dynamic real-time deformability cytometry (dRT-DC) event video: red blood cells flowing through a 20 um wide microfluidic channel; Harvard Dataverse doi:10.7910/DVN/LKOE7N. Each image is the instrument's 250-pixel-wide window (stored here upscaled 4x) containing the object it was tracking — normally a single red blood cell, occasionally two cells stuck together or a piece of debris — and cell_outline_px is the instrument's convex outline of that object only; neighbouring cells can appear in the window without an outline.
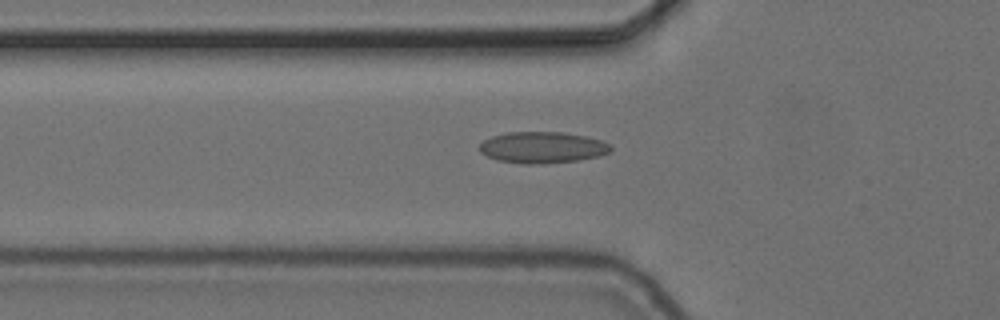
{"species": "common noctule bat (a hibernating species)", "species_latin": "Nyctalus noctula", "temperature_condition": "cold", "stored_images_in_passage": 32, "camera_frame_rate_fps": 3000, "um_per_image_px": 0.085, "animal": {"sex": "female", "body_mass_g": 24.6, "forearm_length_mm": 56.2}, "frame": {"image": 1, "passage_image": 3, "time_ms": 0.667, "image_size_px": [1000, 320], "cell_outline_px": [[612, 152], [600, 156], [576, 160], [540, 164], [524, 164], [496, 160], [480, 152], [480, 144], [484, 140], [492, 136], [508, 132], [564, 132], [584, 136], [600, 140], [608, 144], [612, 148]], "centroid_in_image_um": [46.1, 12.53], "position_along_channel_um": 79.7, "area_um2": 23.93}}
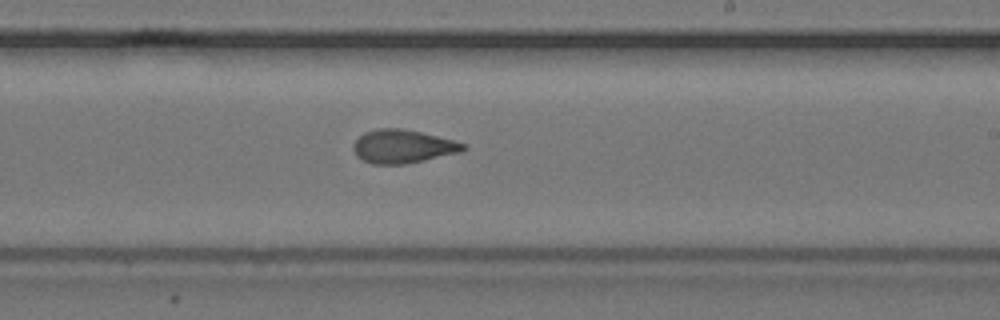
{"frame": {"image": 2, "passage_image": 17, "time_ms": 5.333, "image_size_px": [1000, 320], "cell_outline_px": [[468, 148], [460, 152], [424, 160], [404, 164], [372, 164], [356, 156], [352, 148], [352, 144], [364, 132], [380, 128], [400, 128], [420, 132], [468, 144]], "centroid_in_image_um": [34.23, 12.45], "position_along_channel_um": 254.8, "area_um2": 21.33}}
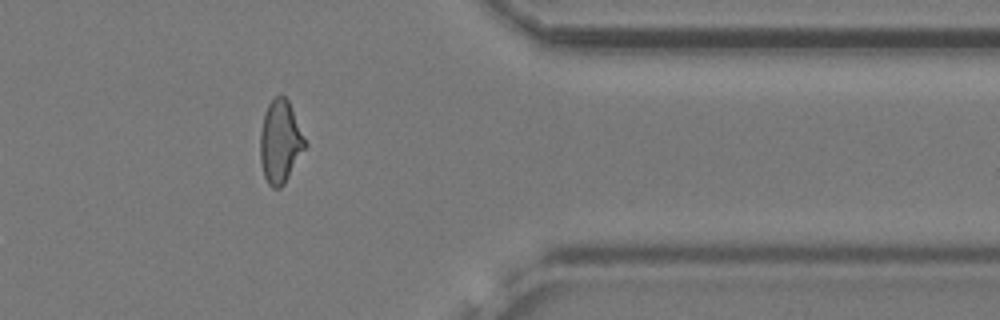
{"frame": {"image": 3, "passage_image": 29, "time_ms": 9.333, "image_size_px": [1000, 320], "cell_outline_px": [[308, 144], [284, 184], [280, 188], [272, 188], [268, 184], [264, 176], [260, 160], [260, 132], [264, 112], [268, 104], [280, 92], [288, 100]], "centroid_in_image_um": [23.81, 12.04], "position_along_channel_um": 387.6, "area_um2": 21.79}, "authors_computed_cell_mechanics": {"area_um2": 21.4438, "velocity_mm_per_s": 3.7257, "shape_relaxation_time_tau1_ms": null, "shape_relaxation_time_tau2_ms": 1.9553, "deformation_change_tau1": null, "deformation_change_tau2": 0.0683}}